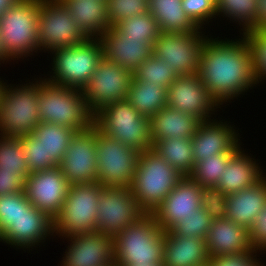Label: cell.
Wrapping results in <instances>:
<instances>
[{
    "mask_svg": "<svg viewBox=\"0 0 266 266\" xmlns=\"http://www.w3.org/2000/svg\"><path fill=\"white\" fill-rule=\"evenodd\" d=\"M211 35L203 43L198 74L211 97L226 108L259 86L252 50L244 35L231 40Z\"/></svg>",
    "mask_w": 266,
    "mask_h": 266,
    "instance_id": "cell-1",
    "label": "cell"
},
{
    "mask_svg": "<svg viewBox=\"0 0 266 266\" xmlns=\"http://www.w3.org/2000/svg\"><path fill=\"white\" fill-rule=\"evenodd\" d=\"M39 77L38 109L41 122L65 126L75 132L84 131L94 125V114L90 111L82 90L54 85Z\"/></svg>",
    "mask_w": 266,
    "mask_h": 266,
    "instance_id": "cell-2",
    "label": "cell"
},
{
    "mask_svg": "<svg viewBox=\"0 0 266 266\" xmlns=\"http://www.w3.org/2000/svg\"><path fill=\"white\" fill-rule=\"evenodd\" d=\"M48 54L51 70L41 76L54 85L83 90L103 58V46L99 38H89L82 44L59 48Z\"/></svg>",
    "mask_w": 266,
    "mask_h": 266,
    "instance_id": "cell-3",
    "label": "cell"
},
{
    "mask_svg": "<svg viewBox=\"0 0 266 266\" xmlns=\"http://www.w3.org/2000/svg\"><path fill=\"white\" fill-rule=\"evenodd\" d=\"M164 230L146 214L113 237L114 266L162 264Z\"/></svg>",
    "mask_w": 266,
    "mask_h": 266,
    "instance_id": "cell-4",
    "label": "cell"
},
{
    "mask_svg": "<svg viewBox=\"0 0 266 266\" xmlns=\"http://www.w3.org/2000/svg\"><path fill=\"white\" fill-rule=\"evenodd\" d=\"M40 0H19L0 16V36L7 55L18 61L38 56ZM38 53V54H37ZM21 59V60H20ZM18 60V61H17Z\"/></svg>",
    "mask_w": 266,
    "mask_h": 266,
    "instance_id": "cell-5",
    "label": "cell"
},
{
    "mask_svg": "<svg viewBox=\"0 0 266 266\" xmlns=\"http://www.w3.org/2000/svg\"><path fill=\"white\" fill-rule=\"evenodd\" d=\"M27 79L21 84L5 80L0 99V136L28 135L41 122L37 103L39 78L35 75Z\"/></svg>",
    "mask_w": 266,
    "mask_h": 266,
    "instance_id": "cell-6",
    "label": "cell"
},
{
    "mask_svg": "<svg viewBox=\"0 0 266 266\" xmlns=\"http://www.w3.org/2000/svg\"><path fill=\"white\" fill-rule=\"evenodd\" d=\"M183 176L153 148L140 153L132 195L147 214H152Z\"/></svg>",
    "mask_w": 266,
    "mask_h": 266,
    "instance_id": "cell-7",
    "label": "cell"
},
{
    "mask_svg": "<svg viewBox=\"0 0 266 266\" xmlns=\"http://www.w3.org/2000/svg\"><path fill=\"white\" fill-rule=\"evenodd\" d=\"M94 126L140 153L153 148L150 119L140 115L127 99L108 104L94 114Z\"/></svg>",
    "mask_w": 266,
    "mask_h": 266,
    "instance_id": "cell-8",
    "label": "cell"
},
{
    "mask_svg": "<svg viewBox=\"0 0 266 266\" xmlns=\"http://www.w3.org/2000/svg\"><path fill=\"white\" fill-rule=\"evenodd\" d=\"M103 187L97 181L70 185L60 213L54 219L55 237L68 238L97 231V204Z\"/></svg>",
    "mask_w": 266,
    "mask_h": 266,
    "instance_id": "cell-9",
    "label": "cell"
},
{
    "mask_svg": "<svg viewBox=\"0 0 266 266\" xmlns=\"http://www.w3.org/2000/svg\"><path fill=\"white\" fill-rule=\"evenodd\" d=\"M89 38L82 32L60 0H40L38 16L39 51L76 46Z\"/></svg>",
    "mask_w": 266,
    "mask_h": 266,
    "instance_id": "cell-10",
    "label": "cell"
},
{
    "mask_svg": "<svg viewBox=\"0 0 266 266\" xmlns=\"http://www.w3.org/2000/svg\"><path fill=\"white\" fill-rule=\"evenodd\" d=\"M140 152L97 129V182L101 186L131 187Z\"/></svg>",
    "mask_w": 266,
    "mask_h": 266,
    "instance_id": "cell-11",
    "label": "cell"
},
{
    "mask_svg": "<svg viewBox=\"0 0 266 266\" xmlns=\"http://www.w3.org/2000/svg\"><path fill=\"white\" fill-rule=\"evenodd\" d=\"M97 207L96 229L112 237L147 214L125 186H104Z\"/></svg>",
    "mask_w": 266,
    "mask_h": 266,
    "instance_id": "cell-12",
    "label": "cell"
},
{
    "mask_svg": "<svg viewBox=\"0 0 266 266\" xmlns=\"http://www.w3.org/2000/svg\"><path fill=\"white\" fill-rule=\"evenodd\" d=\"M206 30L200 32H161L154 42L153 54L171 65L177 76L193 75L199 72L200 52Z\"/></svg>",
    "mask_w": 266,
    "mask_h": 266,
    "instance_id": "cell-13",
    "label": "cell"
},
{
    "mask_svg": "<svg viewBox=\"0 0 266 266\" xmlns=\"http://www.w3.org/2000/svg\"><path fill=\"white\" fill-rule=\"evenodd\" d=\"M132 77L130 70L103 57L82 90L90 111L96 114L104 106L126 99Z\"/></svg>",
    "mask_w": 266,
    "mask_h": 266,
    "instance_id": "cell-14",
    "label": "cell"
},
{
    "mask_svg": "<svg viewBox=\"0 0 266 266\" xmlns=\"http://www.w3.org/2000/svg\"><path fill=\"white\" fill-rule=\"evenodd\" d=\"M54 237V220L29 202L16 220L0 235V242L17 251L21 249L25 253H31L30 251L37 250L38 246L45 248L46 242Z\"/></svg>",
    "mask_w": 266,
    "mask_h": 266,
    "instance_id": "cell-15",
    "label": "cell"
},
{
    "mask_svg": "<svg viewBox=\"0 0 266 266\" xmlns=\"http://www.w3.org/2000/svg\"><path fill=\"white\" fill-rule=\"evenodd\" d=\"M167 106L201 121L214 119L219 108L223 110L211 97L198 73L176 77L167 88Z\"/></svg>",
    "mask_w": 266,
    "mask_h": 266,
    "instance_id": "cell-16",
    "label": "cell"
},
{
    "mask_svg": "<svg viewBox=\"0 0 266 266\" xmlns=\"http://www.w3.org/2000/svg\"><path fill=\"white\" fill-rule=\"evenodd\" d=\"M96 139L97 128L94 125L76 132L71 138L60 164L62 174L70 184L97 181Z\"/></svg>",
    "mask_w": 266,
    "mask_h": 266,
    "instance_id": "cell-17",
    "label": "cell"
},
{
    "mask_svg": "<svg viewBox=\"0 0 266 266\" xmlns=\"http://www.w3.org/2000/svg\"><path fill=\"white\" fill-rule=\"evenodd\" d=\"M70 185L60 166H56L30 173L25 179L24 192L34 207L54 220L60 213Z\"/></svg>",
    "mask_w": 266,
    "mask_h": 266,
    "instance_id": "cell-18",
    "label": "cell"
},
{
    "mask_svg": "<svg viewBox=\"0 0 266 266\" xmlns=\"http://www.w3.org/2000/svg\"><path fill=\"white\" fill-rule=\"evenodd\" d=\"M65 239L66 250L58 266H114V241L110 235L89 232Z\"/></svg>",
    "mask_w": 266,
    "mask_h": 266,
    "instance_id": "cell-19",
    "label": "cell"
},
{
    "mask_svg": "<svg viewBox=\"0 0 266 266\" xmlns=\"http://www.w3.org/2000/svg\"><path fill=\"white\" fill-rule=\"evenodd\" d=\"M220 116V119L202 121L192 136L195 163L215 154L235 153L242 146L239 133L242 131L232 124L234 122L225 121Z\"/></svg>",
    "mask_w": 266,
    "mask_h": 266,
    "instance_id": "cell-20",
    "label": "cell"
},
{
    "mask_svg": "<svg viewBox=\"0 0 266 266\" xmlns=\"http://www.w3.org/2000/svg\"><path fill=\"white\" fill-rule=\"evenodd\" d=\"M202 188L189 176H183L152 213L162 230L169 231L177 222L201 207Z\"/></svg>",
    "mask_w": 266,
    "mask_h": 266,
    "instance_id": "cell-21",
    "label": "cell"
},
{
    "mask_svg": "<svg viewBox=\"0 0 266 266\" xmlns=\"http://www.w3.org/2000/svg\"><path fill=\"white\" fill-rule=\"evenodd\" d=\"M103 57L132 73L153 54V46L146 40L127 39L115 26H111L99 38Z\"/></svg>",
    "mask_w": 266,
    "mask_h": 266,
    "instance_id": "cell-22",
    "label": "cell"
},
{
    "mask_svg": "<svg viewBox=\"0 0 266 266\" xmlns=\"http://www.w3.org/2000/svg\"><path fill=\"white\" fill-rule=\"evenodd\" d=\"M245 151L246 148L242 145L231 156L217 182L215 188L226 196L255 185L266 175V170L262 168L263 165L260 166L259 160Z\"/></svg>",
    "mask_w": 266,
    "mask_h": 266,
    "instance_id": "cell-23",
    "label": "cell"
},
{
    "mask_svg": "<svg viewBox=\"0 0 266 266\" xmlns=\"http://www.w3.org/2000/svg\"><path fill=\"white\" fill-rule=\"evenodd\" d=\"M205 242L209 257L254 250L250 243L249 230L226 218L212 220Z\"/></svg>",
    "mask_w": 266,
    "mask_h": 266,
    "instance_id": "cell-24",
    "label": "cell"
},
{
    "mask_svg": "<svg viewBox=\"0 0 266 266\" xmlns=\"http://www.w3.org/2000/svg\"><path fill=\"white\" fill-rule=\"evenodd\" d=\"M226 202V219L249 230L266 205V175L255 185L227 195Z\"/></svg>",
    "mask_w": 266,
    "mask_h": 266,
    "instance_id": "cell-25",
    "label": "cell"
},
{
    "mask_svg": "<svg viewBox=\"0 0 266 266\" xmlns=\"http://www.w3.org/2000/svg\"><path fill=\"white\" fill-rule=\"evenodd\" d=\"M163 266H200L209 261L205 239L164 232Z\"/></svg>",
    "mask_w": 266,
    "mask_h": 266,
    "instance_id": "cell-26",
    "label": "cell"
},
{
    "mask_svg": "<svg viewBox=\"0 0 266 266\" xmlns=\"http://www.w3.org/2000/svg\"><path fill=\"white\" fill-rule=\"evenodd\" d=\"M88 38H100L110 28L107 0H60Z\"/></svg>",
    "mask_w": 266,
    "mask_h": 266,
    "instance_id": "cell-27",
    "label": "cell"
},
{
    "mask_svg": "<svg viewBox=\"0 0 266 266\" xmlns=\"http://www.w3.org/2000/svg\"><path fill=\"white\" fill-rule=\"evenodd\" d=\"M201 122L196 116L166 106L150 118L152 143L175 137L192 138Z\"/></svg>",
    "mask_w": 266,
    "mask_h": 266,
    "instance_id": "cell-28",
    "label": "cell"
},
{
    "mask_svg": "<svg viewBox=\"0 0 266 266\" xmlns=\"http://www.w3.org/2000/svg\"><path fill=\"white\" fill-rule=\"evenodd\" d=\"M182 0H148L149 11L159 25L161 32H200L199 28L185 13Z\"/></svg>",
    "mask_w": 266,
    "mask_h": 266,
    "instance_id": "cell-29",
    "label": "cell"
},
{
    "mask_svg": "<svg viewBox=\"0 0 266 266\" xmlns=\"http://www.w3.org/2000/svg\"><path fill=\"white\" fill-rule=\"evenodd\" d=\"M76 132L65 126L40 122L32 134L41 142L44 160L51 166H60L69 142Z\"/></svg>",
    "mask_w": 266,
    "mask_h": 266,
    "instance_id": "cell-30",
    "label": "cell"
},
{
    "mask_svg": "<svg viewBox=\"0 0 266 266\" xmlns=\"http://www.w3.org/2000/svg\"><path fill=\"white\" fill-rule=\"evenodd\" d=\"M126 99L140 115L150 119L167 106V87L155 86L133 76Z\"/></svg>",
    "mask_w": 266,
    "mask_h": 266,
    "instance_id": "cell-31",
    "label": "cell"
},
{
    "mask_svg": "<svg viewBox=\"0 0 266 266\" xmlns=\"http://www.w3.org/2000/svg\"><path fill=\"white\" fill-rule=\"evenodd\" d=\"M215 2L217 21L227 18L226 21L230 20L228 24L231 22L237 24V29L240 27V35L256 30L258 0H215Z\"/></svg>",
    "mask_w": 266,
    "mask_h": 266,
    "instance_id": "cell-32",
    "label": "cell"
},
{
    "mask_svg": "<svg viewBox=\"0 0 266 266\" xmlns=\"http://www.w3.org/2000/svg\"><path fill=\"white\" fill-rule=\"evenodd\" d=\"M153 149L182 176H189L194 168L191 138H171L157 141Z\"/></svg>",
    "mask_w": 266,
    "mask_h": 266,
    "instance_id": "cell-33",
    "label": "cell"
},
{
    "mask_svg": "<svg viewBox=\"0 0 266 266\" xmlns=\"http://www.w3.org/2000/svg\"><path fill=\"white\" fill-rule=\"evenodd\" d=\"M127 39L146 40L152 46L161 33L159 25L150 11L123 19L114 25Z\"/></svg>",
    "mask_w": 266,
    "mask_h": 266,
    "instance_id": "cell-34",
    "label": "cell"
},
{
    "mask_svg": "<svg viewBox=\"0 0 266 266\" xmlns=\"http://www.w3.org/2000/svg\"><path fill=\"white\" fill-rule=\"evenodd\" d=\"M0 169L17 172L24 179L31 173L19 137L0 136Z\"/></svg>",
    "mask_w": 266,
    "mask_h": 266,
    "instance_id": "cell-35",
    "label": "cell"
},
{
    "mask_svg": "<svg viewBox=\"0 0 266 266\" xmlns=\"http://www.w3.org/2000/svg\"><path fill=\"white\" fill-rule=\"evenodd\" d=\"M234 153H221L205 158L194 164L189 177L203 188L216 187L221 173Z\"/></svg>",
    "mask_w": 266,
    "mask_h": 266,
    "instance_id": "cell-36",
    "label": "cell"
},
{
    "mask_svg": "<svg viewBox=\"0 0 266 266\" xmlns=\"http://www.w3.org/2000/svg\"><path fill=\"white\" fill-rule=\"evenodd\" d=\"M133 76L140 81H149L155 86L169 87L177 75L171 69V65L152 54L133 73Z\"/></svg>",
    "mask_w": 266,
    "mask_h": 266,
    "instance_id": "cell-37",
    "label": "cell"
},
{
    "mask_svg": "<svg viewBox=\"0 0 266 266\" xmlns=\"http://www.w3.org/2000/svg\"><path fill=\"white\" fill-rule=\"evenodd\" d=\"M212 219L200 207L195 213L189 214L177 222L169 232L175 236L198 237L205 239L211 226Z\"/></svg>",
    "mask_w": 266,
    "mask_h": 266,
    "instance_id": "cell-38",
    "label": "cell"
},
{
    "mask_svg": "<svg viewBox=\"0 0 266 266\" xmlns=\"http://www.w3.org/2000/svg\"><path fill=\"white\" fill-rule=\"evenodd\" d=\"M252 50L253 65L258 85L266 80V29H256L243 34Z\"/></svg>",
    "mask_w": 266,
    "mask_h": 266,
    "instance_id": "cell-39",
    "label": "cell"
},
{
    "mask_svg": "<svg viewBox=\"0 0 266 266\" xmlns=\"http://www.w3.org/2000/svg\"><path fill=\"white\" fill-rule=\"evenodd\" d=\"M110 27L149 11L148 0H107Z\"/></svg>",
    "mask_w": 266,
    "mask_h": 266,
    "instance_id": "cell-40",
    "label": "cell"
},
{
    "mask_svg": "<svg viewBox=\"0 0 266 266\" xmlns=\"http://www.w3.org/2000/svg\"><path fill=\"white\" fill-rule=\"evenodd\" d=\"M181 4L185 13L199 28L206 30L208 25L209 27L213 25L209 22L216 23L215 0H182Z\"/></svg>",
    "mask_w": 266,
    "mask_h": 266,
    "instance_id": "cell-41",
    "label": "cell"
},
{
    "mask_svg": "<svg viewBox=\"0 0 266 266\" xmlns=\"http://www.w3.org/2000/svg\"><path fill=\"white\" fill-rule=\"evenodd\" d=\"M28 203L24 191L0 196V235L16 220Z\"/></svg>",
    "mask_w": 266,
    "mask_h": 266,
    "instance_id": "cell-42",
    "label": "cell"
},
{
    "mask_svg": "<svg viewBox=\"0 0 266 266\" xmlns=\"http://www.w3.org/2000/svg\"><path fill=\"white\" fill-rule=\"evenodd\" d=\"M19 138L31 173L52 168L44 160V149L41 142L32 133L22 135Z\"/></svg>",
    "mask_w": 266,
    "mask_h": 266,
    "instance_id": "cell-43",
    "label": "cell"
},
{
    "mask_svg": "<svg viewBox=\"0 0 266 266\" xmlns=\"http://www.w3.org/2000/svg\"><path fill=\"white\" fill-rule=\"evenodd\" d=\"M226 195L219 189L202 188L201 207L212 220L225 219L227 215Z\"/></svg>",
    "mask_w": 266,
    "mask_h": 266,
    "instance_id": "cell-44",
    "label": "cell"
},
{
    "mask_svg": "<svg viewBox=\"0 0 266 266\" xmlns=\"http://www.w3.org/2000/svg\"><path fill=\"white\" fill-rule=\"evenodd\" d=\"M262 253L254 249L239 254L209 257V262L212 266H265L266 263L260 258V255H263Z\"/></svg>",
    "mask_w": 266,
    "mask_h": 266,
    "instance_id": "cell-45",
    "label": "cell"
},
{
    "mask_svg": "<svg viewBox=\"0 0 266 266\" xmlns=\"http://www.w3.org/2000/svg\"><path fill=\"white\" fill-rule=\"evenodd\" d=\"M250 243L256 250L266 253V205L249 229Z\"/></svg>",
    "mask_w": 266,
    "mask_h": 266,
    "instance_id": "cell-46",
    "label": "cell"
},
{
    "mask_svg": "<svg viewBox=\"0 0 266 266\" xmlns=\"http://www.w3.org/2000/svg\"><path fill=\"white\" fill-rule=\"evenodd\" d=\"M25 179L17 172L0 169V196L24 191Z\"/></svg>",
    "mask_w": 266,
    "mask_h": 266,
    "instance_id": "cell-47",
    "label": "cell"
},
{
    "mask_svg": "<svg viewBox=\"0 0 266 266\" xmlns=\"http://www.w3.org/2000/svg\"><path fill=\"white\" fill-rule=\"evenodd\" d=\"M256 29H266V0H258Z\"/></svg>",
    "mask_w": 266,
    "mask_h": 266,
    "instance_id": "cell-48",
    "label": "cell"
},
{
    "mask_svg": "<svg viewBox=\"0 0 266 266\" xmlns=\"http://www.w3.org/2000/svg\"><path fill=\"white\" fill-rule=\"evenodd\" d=\"M2 63L3 65H6L7 63H13V65H15V62L7 55L0 36V67L2 66Z\"/></svg>",
    "mask_w": 266,
    "mask_h": 266,
    "instance_id": "cell-49",
    "label": "cell"
},
{
    "mask_svg": "<svg viewBox=\"0 0 266 266\" xmlns=\"http://www.w3.org/2000/svg\"><path fill=\"white\" fill-rule=\"evenodd\" d=\"M19 0H0V16L8 9L16 4Z\"/></svg>",
    "mask_w": 266,
    "mask_h": 266,
    "instance_id": "cell-50",
    "label": "cell"
},
{
    "mask_svg": "<svg viewBox=\"0 0 266 266\" xmlns=\"http://www.w3.org/2000/svg\"><path fill=\"white\" fill-rule=\"evenodd\" d=\"M4 80H6V79L5 78H2V76H1L0 77V99L2 97V91H3L4 85H5Z\"/></svg>",
    "mask_w": 266,
    "mask_h": 266,
    "instance_id": "cell-51",
    "label": "cell"
},
{
    "mask_svg": "<svg viewBox=\"0 0 266 266\" xmlns=\"http://www.w3.org/2000/svg\"><path fill=\"white\" fill-rule=\"evenodd\" d=\"M134 266H163L162 264H156V263H151L149 265H141V264H137V265H134Z\"/></svg>",
    "mask_w": 266,
    "mask_h": 266,
    "instance_id": "cell-52",
    "label": "cell"
},
{
    "mask_svg": "<svg viewBox=\"0 0 266 266\" xmlns=\"http://www.w3.org/2000/svg\"><path fill=\"white\" fill-rule=\"evenodd\" d=\"M200 266H212V265H211V263L208 261L207 263L202 264V265H200Z\"/></svg>",
    "mask_w": 266,
    "mask_h": 266,
    "instance_id": "cell-53",
    "label": "cell"
}]
</instances>
